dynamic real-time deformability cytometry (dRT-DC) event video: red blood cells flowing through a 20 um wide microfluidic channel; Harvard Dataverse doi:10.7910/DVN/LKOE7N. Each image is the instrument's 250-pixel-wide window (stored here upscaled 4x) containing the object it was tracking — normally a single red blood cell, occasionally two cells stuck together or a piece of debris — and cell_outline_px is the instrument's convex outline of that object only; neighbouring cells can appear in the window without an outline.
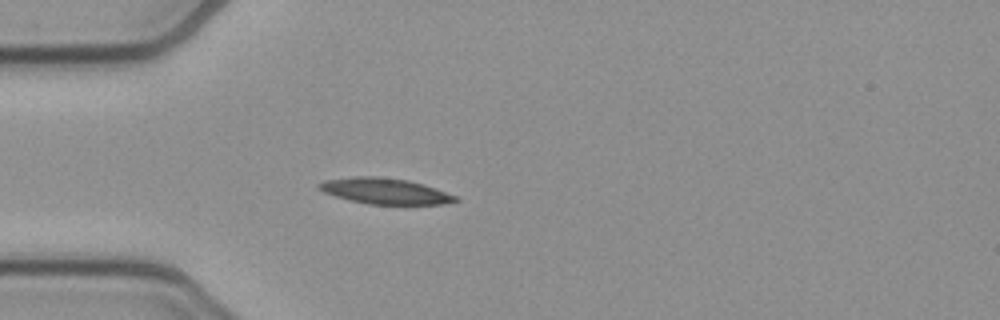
{"species": "common noctule bat (a hibernating species)", "species_latin": "Nyctalus noctula", "temperature_condition": "cold", "stored_images_in_passage": 39, "camera_frame_rate_fps": 3000, "um_per_image_px": 0.085, "animal": {"sex": "female", "body_mass_g": 21.9}, "frame": {"image": 1, "passage_image": 1, "time_ms": 0.0, "image_size_px": [1000, 320], "cell_outline_px": [[460, 200], [440, 204], [368, 204], [348, 200], [324, 192], [316, 188], [316, 184], [324, 180], [356, 176], [376, 176], [408, 180], [424, 184], [460, 196]], "centroid_in_image_um": [32.73, 16.23], "position_along_channel_um": 52.3, "area_um2": 20.75}}
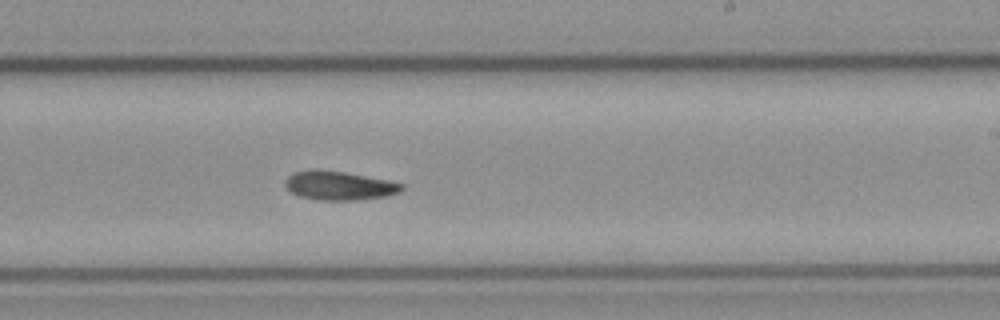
{"frame": {"image": 2, "passage_image": 18, "time_ms": 5.667, "image_size_px": [1000, 320], "cell_outline_px": [[404, 188], [400, 192], [388, 196], [356, 200], [320, 200], [300, 196], [292, 192], [284, 184], [284, 180], [292, 172], [312, 168], [320, 168], [344, 172], [388, 180], [404, 184]], "centroid_in_image_um": [28.81, 15.75], "position_along_channel_um": 260.2, "area_um2": 19.88}}
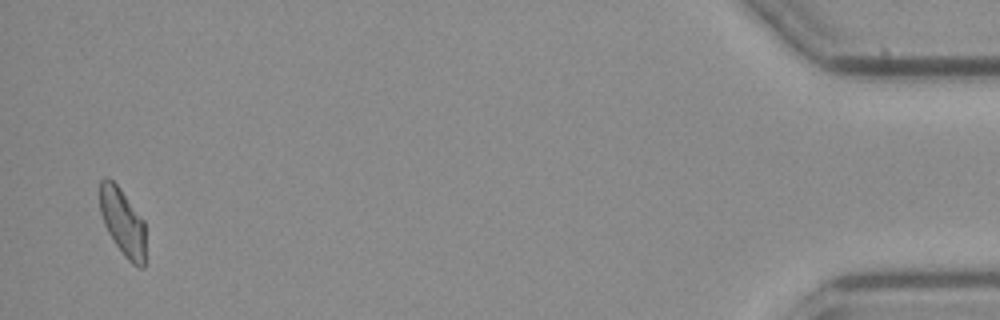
{"frame": {"image": 3, "passage_image": 38, "time_ms": 12.333, "image_size_px": [1000, 320], "cell_outline_px": [[144, 268], [140, 268], [132, 264], [124, 256], [108, 232], [104, 224], [100, 212], [100, 180], [104, 176], [108, 176], [120, 188], [144, 220]], "centroid_in_image_um": [10.41, 18.85], "position_along_channel_um": 424.8, "area_um2": 17.86}}